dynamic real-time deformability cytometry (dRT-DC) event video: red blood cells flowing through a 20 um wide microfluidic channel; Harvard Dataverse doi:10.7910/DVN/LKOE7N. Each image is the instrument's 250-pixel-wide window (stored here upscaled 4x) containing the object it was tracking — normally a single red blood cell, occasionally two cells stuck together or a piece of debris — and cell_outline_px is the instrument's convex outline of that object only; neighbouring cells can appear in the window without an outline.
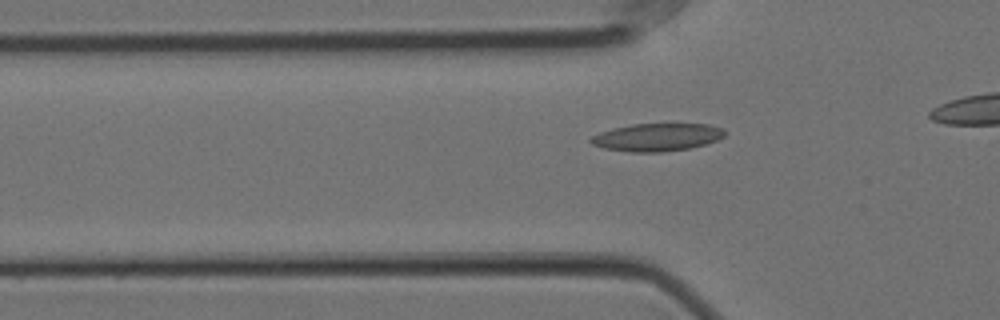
{"species": "Egyptian fruit bat (a non-hibernating species)", "species_latin": "Rousettus aegyptiacus", "temperature_condition": "cold", "stored_images_in_passage": 41, "camera_frame_rate_fps": 3000, "um_per_image_px": 0.085, "animal": {"sex": "female"}, "frame": {"image": 1, "passage_image": 14, "time_ms": 4.333, "image_size_px": [1000, 320], "cell_outline_px": [[724, 136], [716, 140], [704, 144], [688, 148], [660, 152], [628, 152], [604, 148], [592, 144], [588, 140], [592, 136], [600, 132], [612, 128], [632, 124], [708, 124], [724, 128]], "centroid_in_image_um": [55.81, 11.66], "position_along_channel_um": 70.0, "area_um2": 21.56}}
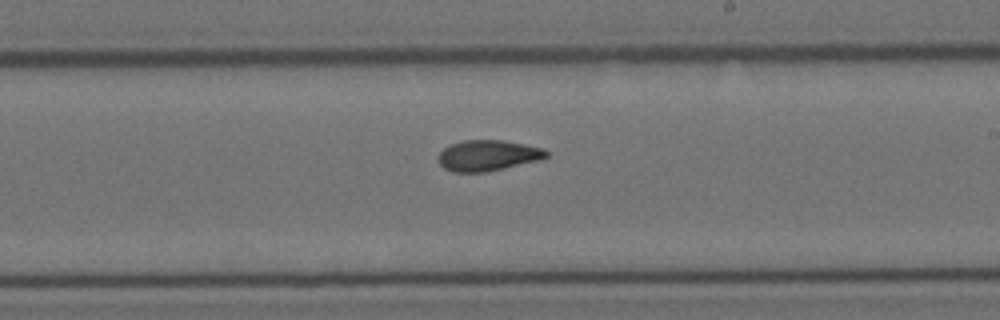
{"frame": {"image": 2, "passage_image": 29, "time_ms": 9.333, "image_size_px": [1000, 320], "cell_outline_px": [[548, 156], [540, 160], [488, 172], [452, 172], [444, 168], [436, 160], [436, 156], [448, 144], [464, 140], [504, 140], [544, 148], [548, 152]], "centroid_in_image_um": [41.44, 13.22], "position_along_channel_um": 247.6, "area_um2": 19.71}}
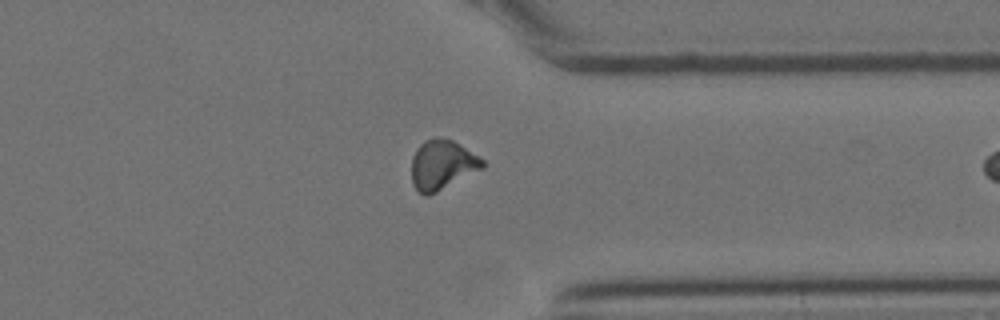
{"frame": {"image": 3, "passage_image": 40, "time_ms": 13.0, "image_size_px": [1000, 320], "cell_outline_px": [[484, 168], [428, 196], [424, 196], [412, 184], [412, 156], [416, 148], [424, 140], [436, 136], [452, 140], [460, 144], [484, 160]], "centroid_in_image_um": [37.57, 13.99], "position_along_channel_um": 373.8, "area_um2": 20.58}}